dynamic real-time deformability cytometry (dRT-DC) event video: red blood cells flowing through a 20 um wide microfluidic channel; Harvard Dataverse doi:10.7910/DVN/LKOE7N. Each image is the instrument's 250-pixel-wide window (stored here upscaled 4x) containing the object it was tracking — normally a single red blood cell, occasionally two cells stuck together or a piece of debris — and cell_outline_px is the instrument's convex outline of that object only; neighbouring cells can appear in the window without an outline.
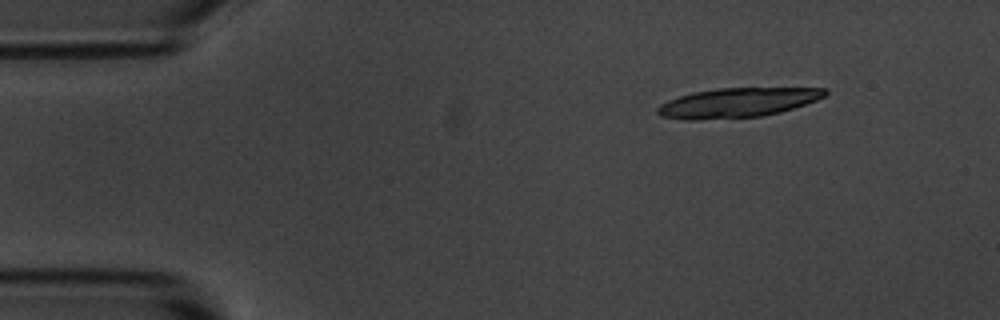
{"species": "common noctule bat (a hibernating species)", "species_latin": "Nyctalus noctula", "temperature_condition": "room temperature", "stored_images_in_passage": 5, "segment_of_instrument_passage": [2, 2], "camera_frame_rate_fps": 3000, "um_per_image_px": 0.085, "animal": {"sex": "male", "body_mass_g": 20.1, "forearm_length_mm": 53.5}, "frame": {"image": 1, "passage_image": 5, "time_ms": 4.667, "image_size_px": [1000, 320], "cell_outline_px": [[828, 92], [824, 96], [816, 100], [780, 112], [760, 116], [696, 120], [684, 120], [660, 116], [656, 112], [656, 108], [660, 104], [668, 100], [692, 92], [716, 88], [824, 88]], "centroid_in_image_um": [62.62, 8.72], "position_along_channel_um": 22.4, "area_um2": 28.67}}